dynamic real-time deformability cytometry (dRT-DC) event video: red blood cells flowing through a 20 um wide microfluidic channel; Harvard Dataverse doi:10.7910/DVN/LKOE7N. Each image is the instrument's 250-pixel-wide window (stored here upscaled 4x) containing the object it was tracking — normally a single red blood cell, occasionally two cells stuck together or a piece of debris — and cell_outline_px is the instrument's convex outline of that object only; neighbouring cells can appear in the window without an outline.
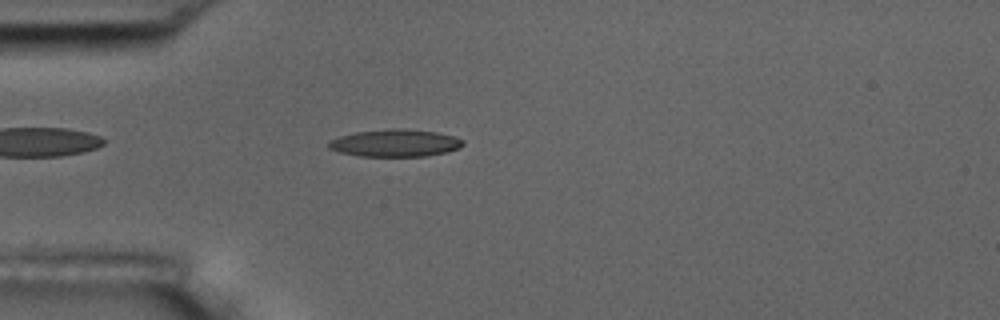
{"species": "common noctule bat (a hibernating species)", "species_latin": "Nyctalus noctula", "temperature_condition": "room temperature", "stored_images_in_passage": 1, "camera_frame_rate_fps": 3000, "um_per_image_px": 0.085, "animal": {"sex": "male", "body_mass_g": 17.5, "forearm_length_mm": 52.3}, "frame": {"image": 1, "passage_image": 1, "time_ms": 0.0, "image_size_px": [1000, 320], "cell_outline_px": [[464, 144], [460, 148], [448, 152], [428, 156], [360, 156], [340, 152], [328, 148], [328, 144], [332, 140], [340, 136], [356, 132], [392, 128], [396, 128], [436, 132], [452, 136], [464, 140]], "centroid_in_image_um": [33.62, 12.16], "position_along_channel_um": 51.4, "area_um2": 21.27}}